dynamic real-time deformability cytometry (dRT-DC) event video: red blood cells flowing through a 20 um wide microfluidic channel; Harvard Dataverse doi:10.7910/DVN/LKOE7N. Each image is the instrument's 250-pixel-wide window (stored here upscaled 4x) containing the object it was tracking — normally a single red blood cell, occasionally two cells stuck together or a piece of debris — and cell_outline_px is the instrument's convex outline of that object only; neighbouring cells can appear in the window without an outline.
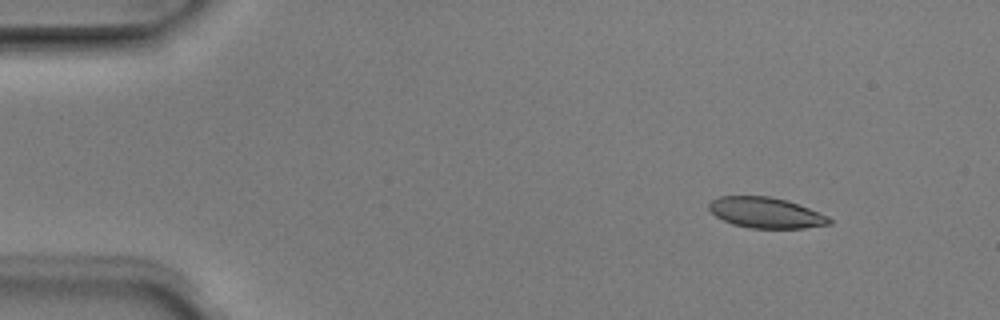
{"species": "Egyptian fruit bat (a non-hibernating species)", "species_latin": "Rousettus aegyptiacus", "temperature_condition": "room temperature", "stored_images_in_passage": 5, "camera_frame_rate_fps": 3000, "um_per_image_px": 0.085, "animal": {"sex": "male"}, "frame": {"image": 1, "passage_image": 2, "time_ms": 0.333, "image_size_px": [1000, 320], "cell_outline_px": [[832, 224], [804, 228], [748, 228], [732, 224], [716, 216], [708, 208], [708, 204], [712, 200], [720, 196], [768, 196], [784, 200], [808, 208], [828, 216], [832, 220]], "centroid_in_image_um": [65.09, 18.09], "position_along_channel_um": 19.9, "area_um2": 21.33}}
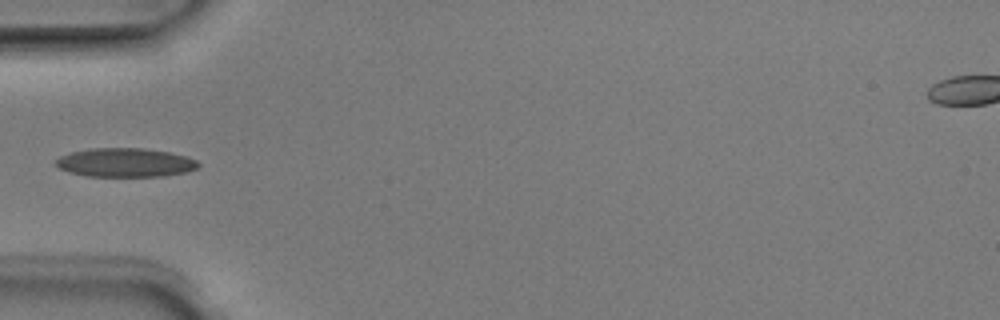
{"frame": {"image": 2, "passage_image": 5, "time_ms": 1.333, "image_size_px": [1000, 320], "cell_outline_px": [[200, 164], [196, 168], [188, 172], [164, 176], [88, 176], [68, 172], [60, 168], [52, 160], [60, 156], [72, 152], [92, 148], [144, 148], [168, 152], [188, 156], [196, 160]], "centroid_in_image_um": [10.65, 13.81], "position_along_channel_um": 74.3, "area_um2": 24.04}}